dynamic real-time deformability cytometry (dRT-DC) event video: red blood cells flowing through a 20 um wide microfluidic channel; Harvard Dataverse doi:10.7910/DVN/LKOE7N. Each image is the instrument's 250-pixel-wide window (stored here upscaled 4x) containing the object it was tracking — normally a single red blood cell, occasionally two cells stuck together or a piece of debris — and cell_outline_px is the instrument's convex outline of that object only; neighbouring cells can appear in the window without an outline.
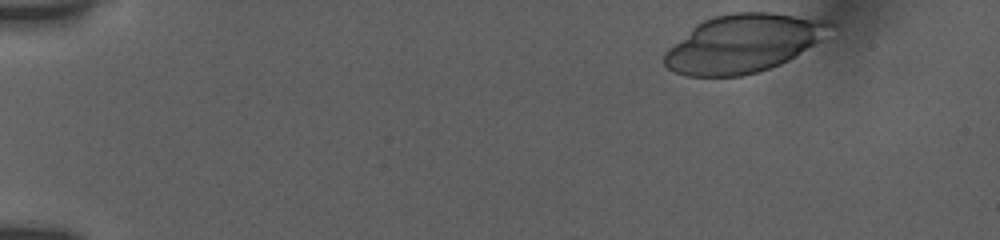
{"species": "human", "species_latin": "Homo sapiens", "temperature_condition": "room temperature", "stored_images_in_passage": 13, "camera_frame_rate_fps": 3000, "um_per_image_px": 0.085, "donor": {"sex": "female"}, "frame": {"image": 1, "passage_image": 1, "time_ms": 0.0, "image_size_px": [1000, 240], "cell_outline_px": [[840, 28], [788, 60], [780, 64], [756, 72], [740, 76], [688, 76], [676, 72], [668, 68], [664, 64], [664, 52], [668, 48], [696, 24], [712, 16], [732, 12], [772, 12], [828, 20], [840, 24]], "centroid_in_image_um": [63.25, 3.66], "position_along_channel_um": 21.8, "area_um2": 56.47}}
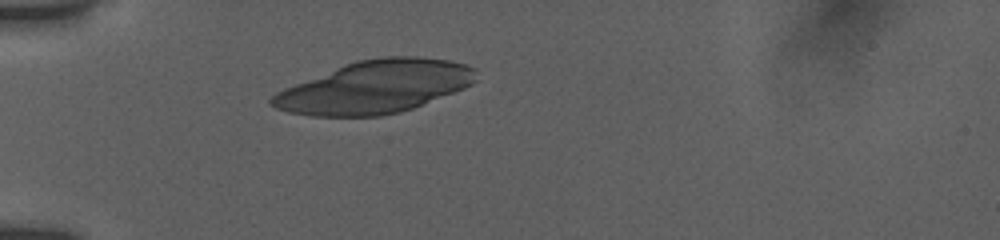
{"frame": {"image": 2, "passage_image": 9, "time_ms": 3.333, "image_size_px": [1000, 240], "cell_outline_px": [[480, 80], [464, 88], [412, 108], [400, 112], [380, 116], [312, 116], [288, 112], [276, 108], [268, 104], [268, 100], [276, 92], [284, 88], [344, 64], [356, 60], [384, 56], [416, 56], [452, 60], [476, 68]], "centroid_in_image_um": [31.89, 7.38], "position_along_channel_um": 53.1, "area_um2": 62.89}}